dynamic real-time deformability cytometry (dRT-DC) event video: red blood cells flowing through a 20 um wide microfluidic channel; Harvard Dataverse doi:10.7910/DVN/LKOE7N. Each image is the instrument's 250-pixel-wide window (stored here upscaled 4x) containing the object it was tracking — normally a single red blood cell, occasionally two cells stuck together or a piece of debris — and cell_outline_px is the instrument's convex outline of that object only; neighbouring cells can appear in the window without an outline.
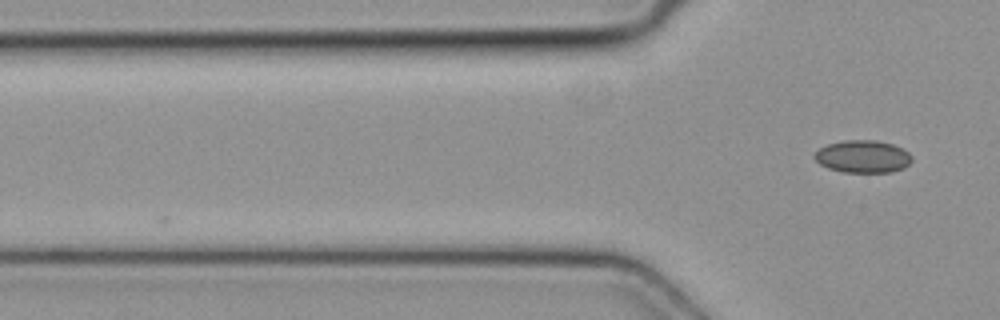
{"species": "common noctule bat (a hibernating species)", "species_latin": "Nyctalus noctula", "temperature_condition": "cold", "stored_images_in_passage": 2, "camera_frame_rate_fps": 3000, "um_per_image_px": 0.085, "animal": {"sex": "female", "body_mass_g": 19.3, "forearm_length_mm": 54.1}, "frame": {"image": 1, "passage_image": 2, "time_ms": 0.333, "image_size_px": [1000, 320], "cell_outline_px": [[912, 160], [904, 168], [892, 172], [844, 172], [828, 168], [820, 164], [812, 156], [820, 148], [828, 144], [844, 140], [876, 140], [892, 144], [908, 152], [912, 156]], "centroid_in_image_um": [73.34, 13.31], "position_along_channel_um": 52.5, "area_um2": 18.38}}